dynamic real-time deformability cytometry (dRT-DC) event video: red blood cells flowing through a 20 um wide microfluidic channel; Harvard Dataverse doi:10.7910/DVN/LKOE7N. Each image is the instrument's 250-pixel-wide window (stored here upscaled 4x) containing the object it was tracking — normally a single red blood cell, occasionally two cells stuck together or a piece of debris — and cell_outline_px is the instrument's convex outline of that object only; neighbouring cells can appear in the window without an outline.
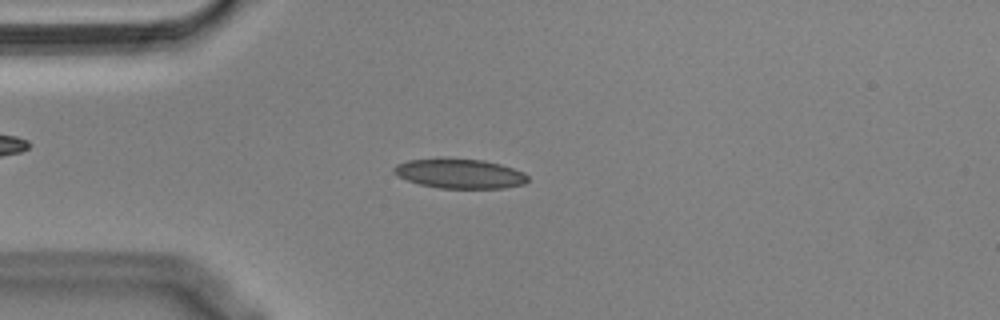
{"species": "Egyptian fruit bat (a non-hibernating species)", "species_latin": "Rousettus aegyptiacus", "temperature_condition": "cold", "stored_images_in_passage": 54, "camera_frame_rate_fps": 3000, "um_per_image_px": 0.085, "animal": {"sex": "male"}, "frame": {"image": 1, "passage_image": 13, "time_ms": 4.0, "image_size_px": [1000, 320], "cell_outline_px": [[528, 180], [524, 184], [504, 188], [440, 188], [420, 184], [408, 180], [392, 172], [392, 168], [396, 164], [408, 160], [440, 156], [484, 160], [500, 164], [524, 172], [528, 176]], "centroid_in_image_um": [39.05, 14.72], "position_along_channel_um": 46.0, "area_um2": 23.58}}
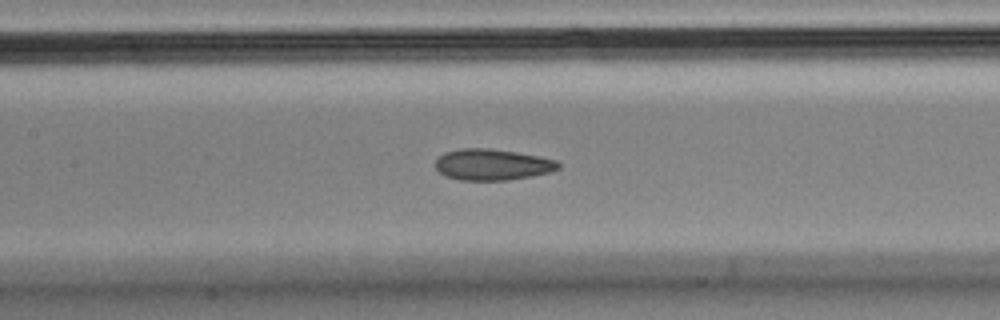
{"frame": {"image": 2, "passage_image": 24, "time_ms": 7.667, "image_size_px": [1000, 320], "cell_outline_px": [[560, 168], [552, 172], [532, 176], [508, 180], [460, 180], [444, 176], [436, 168], [436, 160], [444, 152], [460, 148], [488, 148], [516, 152], [540, 156], [556, 160], [560, 164]], "centroid_in_image_um": [41.86, 13.99], "position_along_channel_um": 165.5, "area_um2": 22.48}}
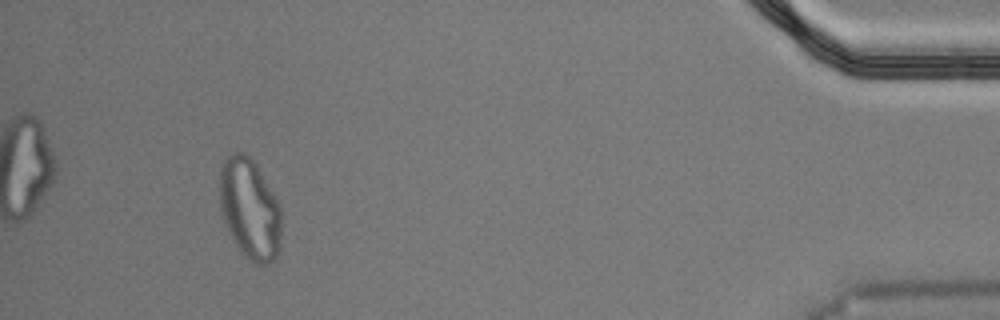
{"frame": {"image": 3, "passage_image": 50, "time_ms": 16.333, "image_size_px": [1000, 320], "cell_outline_px": [[280, 244], [276, 256], [268, 264], [256, 264], [248, 260], [240, 252], [228, 232], [220, 208], [220, 168], [224, 160], [232, 152], [248, 152], [256, 164], [272, 192], [280, 208]], "centroid_in_image_um": [21.2, 17.75], "position_along_channel_um": 414.0, "area_um2": 36.18}, "authors_computed_cell_mechanics": {"area_um2": 22.8888, "velocity_mm_per_s": 3.6336, "shape_relaxation_time_tau1_ms": null, "shape_relaxation_time_tau2_ms": 2.432, "deformation_change_tau1": null, "deformation_change_tau2": 0.0748}}